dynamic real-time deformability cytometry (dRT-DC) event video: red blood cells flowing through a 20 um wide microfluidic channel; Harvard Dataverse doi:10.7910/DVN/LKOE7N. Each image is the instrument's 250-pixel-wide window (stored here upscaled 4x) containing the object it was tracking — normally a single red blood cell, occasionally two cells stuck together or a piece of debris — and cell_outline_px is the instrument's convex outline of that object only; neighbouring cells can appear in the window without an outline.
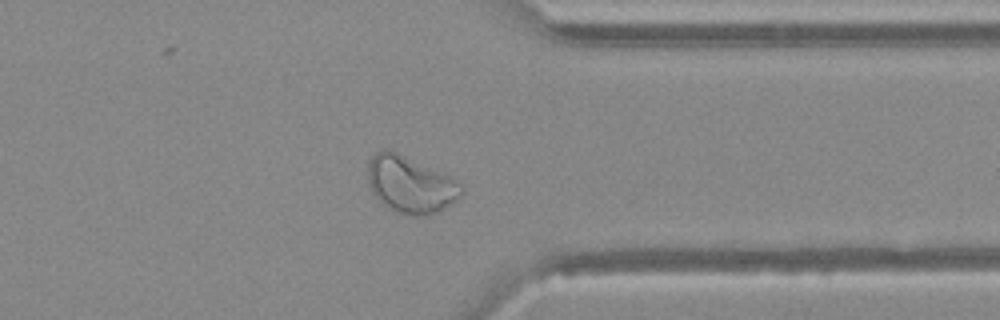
{"species": "Egyptian fruit bat (a non-hibernating species)", "species_latin": "Rousettus aegyptiacus", "temperature_condition": "warm", "stored_images_in_passage": 44, "camera_frame_rate_fps": 3000, "um_per_image_px": 0.085, "animal": {"sex": "female"}, "frame": {"image": 1, "passage_image": 34, "time_ms": 11.0, "image_size_px": [1000, 320], "cell_outline_px": [[464, 192], [456, 200], [444, 208], [436, 212], [420, 216], [416, 216], [396, 212], [380, 204], [372, 192], [368, 184], [368, 160], [376, 152], [388, 148], [440, 172], [456, 180], [460, 184]], "centroid_in_image_um": [34.83, 15.69], "position_along_channel_um": 376.6, "area_um2": 30.81}}
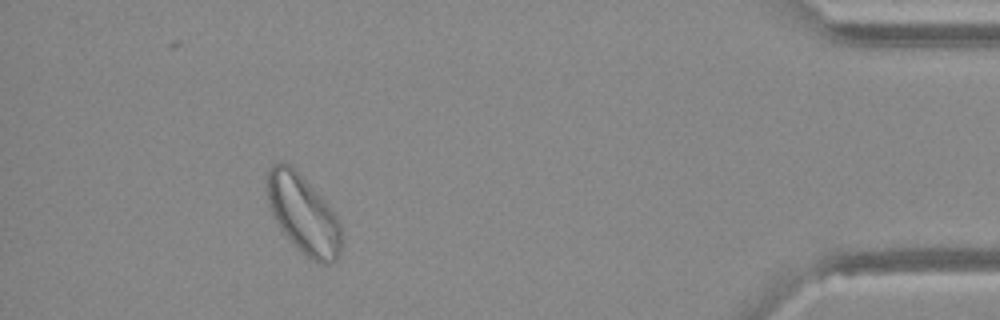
{"frame": {"image": 2, "passage_image": 40, "time_ms": 13.0, "image_size_px": [1000, 320], "cell_outline_px": [[340, 256], [332, 264], [324, 264], [312, 260], [292, 244], [280, 228], [272, 216], [268, 204], [268, 168], [272, 164], [280, 160], [288, 164], [328, 204], [336, 216], [340, 224]], "centroid_in_image_um": [25.76, 18.25], "position_along_channel_um": 409.4, "area_um2": 33.58}}